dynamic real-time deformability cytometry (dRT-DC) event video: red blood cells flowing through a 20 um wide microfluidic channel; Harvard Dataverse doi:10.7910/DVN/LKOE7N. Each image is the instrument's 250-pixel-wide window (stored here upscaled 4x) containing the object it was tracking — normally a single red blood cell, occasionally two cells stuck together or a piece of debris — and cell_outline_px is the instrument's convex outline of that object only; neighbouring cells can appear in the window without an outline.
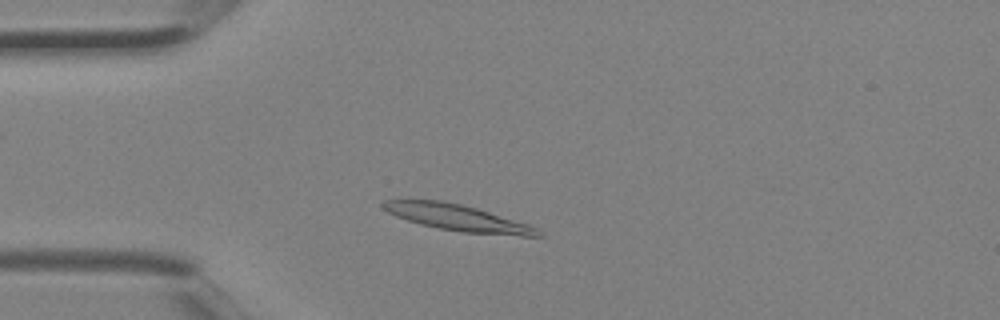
{"species": "Egyptian fruit bat (a non-hibernating species)", "species_latin": "Rousettus aegyptiacus", "temperature_condition": "room temperature", "stored_images_in_passage": 1, "camera_frame_rate_fps": 3000, "um_per_image_px": 0.085, "animal": {"sex": "female"}, "frame": {"image": 1, "passage_image": 1, "time_ms": 0.0, "image_size_px": [1000, 320], "cell_outline_px": [[544, 236], [520, 236], [460, 232], [420, 224], [396, 216], [388, 212], [380, 204], [384, 200], [408, 196], [444, 200], [476, 208], [528, 224], [536, 228]], "centroid_in_image_um": [38.76, 18.45], "position_along_channel_um": 46.2, "area_um2": 24.33}}